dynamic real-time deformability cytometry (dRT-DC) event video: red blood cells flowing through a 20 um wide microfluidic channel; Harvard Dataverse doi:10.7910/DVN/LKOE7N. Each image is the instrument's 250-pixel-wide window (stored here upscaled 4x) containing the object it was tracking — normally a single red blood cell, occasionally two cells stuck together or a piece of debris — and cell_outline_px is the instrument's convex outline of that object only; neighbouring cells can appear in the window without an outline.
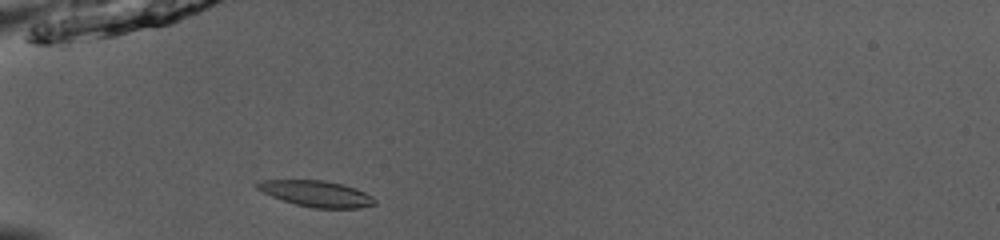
{"species": "common noctule bat (a hibernating species)", "species_latin": "Nyctalus noctula", "temperature_condition": "room temperature", "stored_images_in_passage": 36, "camera_frame_rate_fps": 3000, "um_per_image_px": 0.085, "animal": {"sex": "male", "body_mass_g": 13.0, "forearm_length_mm": 53.1}, "frame": {"image": 1, "passage_image": 2, "time_ms": 0.333, "image_size_px": [1000, 240], "cell_outline_px": [[376, 204], [360, 208], [312, 208], [296, 204], [272, 196], [256, 188], [256, 184], [260, 180], [324, 180], [344, 184], [356, 188], [372, 196], [376, 200]], "centroid_in_image_um": [26.94, 16.46], "position_along_channel_um": 58.1, "area_um2": 17.8}}
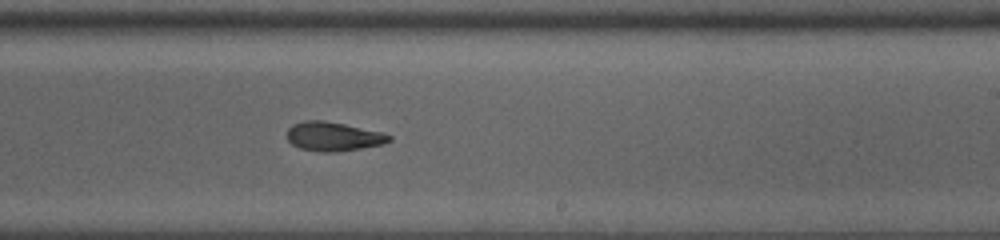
{"frame": {"image": 2, "passage_image": 18, "time_ms": 5.667, "image_size_px": [1000, 240], "cell_outline_px": [[392, 140], [384, 144], [336, 152], [324, 152], [300, 148], [292, 144], [288, 140], [288, 128], [292, 124], [304, 120], [324, 120], [384, 132], [392, 136]], "centroid_in_image_um": [28.36, 11.59], "position_along_channel_um": 260.6, "area_um2": 17.34}}
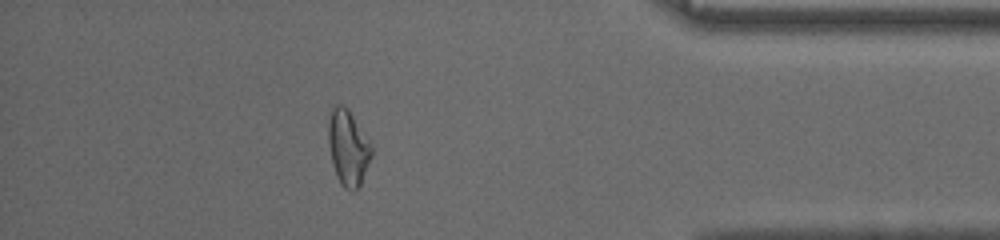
{"frame": {"image": 3, "passage_image": 31, "time_ms": 10.0, "image_size_px": [1000, 240], "cell_outline_px": [[372, 156], [360, 184], [352, 192], [344, 188], [340, 184], [336, 176], [332, 164], [328, 140], [328, 120], [332, 104], [340, 104], [348, 108], [372, 148]], "centroid_in_image_um": [29.55, 12.55], "position_along_channel_um": 405.7, "area_um2": 18.9}, "authors_computed_cell_mechanics": {"area_um2": 17.5712, "velocity_mm_per_s": 3.9731, "shape_relaxation_time_tau1_ms": 6.3747, "shape_relaxation_time_tau2_ms": 3.7047, "deformation_change_tau1": 0.2055, "deformation_change_tau2": 0.0949}}